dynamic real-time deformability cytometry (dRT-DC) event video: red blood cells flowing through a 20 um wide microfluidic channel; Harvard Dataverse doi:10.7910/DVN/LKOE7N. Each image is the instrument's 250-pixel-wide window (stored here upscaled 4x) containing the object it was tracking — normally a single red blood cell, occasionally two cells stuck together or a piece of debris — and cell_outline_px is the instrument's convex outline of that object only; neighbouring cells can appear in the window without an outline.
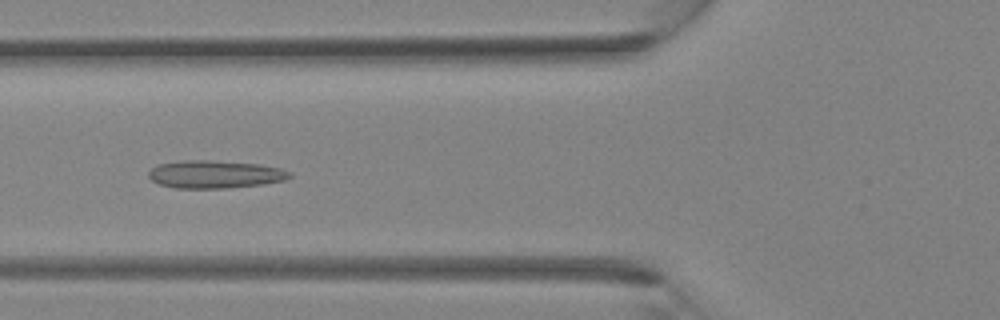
{"species": "Egyptian fruit bat (a non-hibernating species)", "species_latin": "Rousettus aegyptiacus", "temperature_condition": "room temperature", "stored_images_in_passage": 35, "camera_frame_rate_fps": 3000, "um_per_image_px": 0.085, "animal": {"sex": "female"}, "frame": {"image": 1, "passage_image": 12, "time_ms": 3.667, "image_size_px": [1000, 320], "cell_outline_px": [[292, 176], [284, 180], [264, 184], [228, 188], [176, 188], [160, 184], [152, 180], [148, 176], [148, 172], [156, 164], [184, 160], [212, 160], [260, 164], [280, 168], [292, 172]], "centroid_in_image_um": [18.28, 14.81], "position_along_channel_um": 107.5, "area_um2": 23.0}}
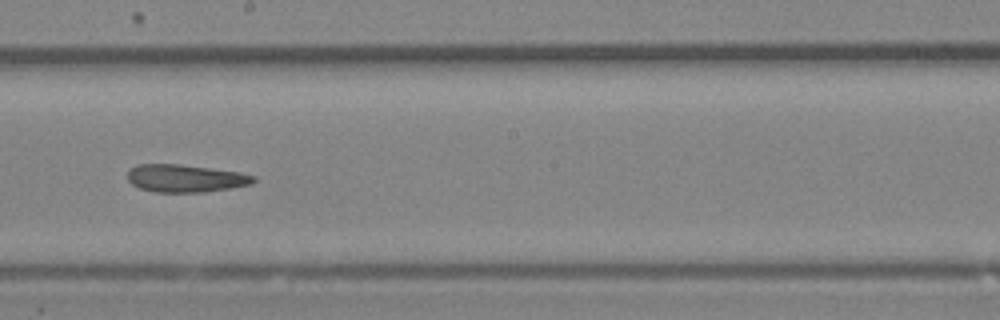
{"frame": {"image": 2, "passage_image": 19, "time_ms": 6.0, "image_size_px": [1000, 320], "cell_outline_px": [[256, 180], [252, 184], [204, 192], [156, 192], [140, 188], [132, 184], [128, 180], [128, 168], [136, 164], [176, 164], [240, 172], [256, 176]], "centroid_in_image_um": [15.74, 15.15], "position_along_channel_um": 232.5, "area_um2": 20.23}}
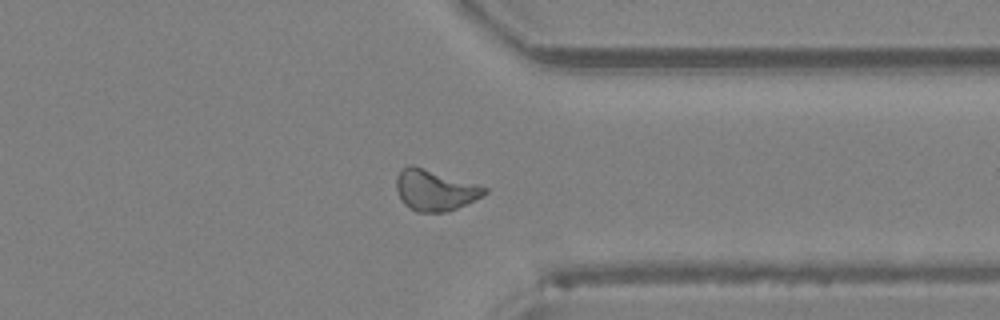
{"frame": {"image": 3, "passage_image": 27, "time_ms": 8.667, "image_size_px": [1000, 320], "cell_outline_px": [[488, 192], [448, 212], [416, 212], [404, 204], [396, 188], [396, 176], [400, 168], [408, 164], [412, 164], [476, 184], [488, 188]], "centroid_in_image_um": [36.9, 16.14], "position_along_channel_um": 374.5, "area_um2": 20.87}}